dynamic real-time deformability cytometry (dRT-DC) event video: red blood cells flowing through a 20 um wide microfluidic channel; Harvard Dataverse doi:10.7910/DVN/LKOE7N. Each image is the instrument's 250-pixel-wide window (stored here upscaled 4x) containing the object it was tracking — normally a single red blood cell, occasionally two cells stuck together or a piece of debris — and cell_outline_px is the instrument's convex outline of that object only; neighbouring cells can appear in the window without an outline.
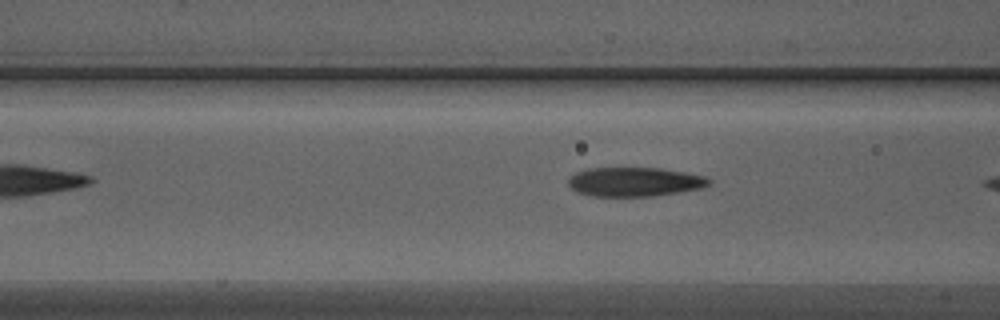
{"species": "Egyptian fruit bat (a non-hibernating species)", "species_latin": "Rousettus aegyptiacus", "temperature_condition": "warm", "stored_images_in_passage": 5, "segment_of_instrument_passage": [1, 2], "camera_frame_rate_fps": 3000, "um_per_image_px": 0.085, "animal": {"sex": "male"}, "frame": {"image": 1, "passage_image": 3, "time_ms": 0.667, "image_size_px": [1000, 320], "cell_outline_px": [[712, 180], [708, 184], [700, 188], [652, 196], [592, 196], [580, 192], [572, 188], [568, 184], [568, 176], [576, 172], [588, 168], [660, 168], [684, 172], [704, 176]], "centroid_in_image_um": [53.9, 15.44], "position_along_channel_um": 112.7, "area_um2": 23.64}}